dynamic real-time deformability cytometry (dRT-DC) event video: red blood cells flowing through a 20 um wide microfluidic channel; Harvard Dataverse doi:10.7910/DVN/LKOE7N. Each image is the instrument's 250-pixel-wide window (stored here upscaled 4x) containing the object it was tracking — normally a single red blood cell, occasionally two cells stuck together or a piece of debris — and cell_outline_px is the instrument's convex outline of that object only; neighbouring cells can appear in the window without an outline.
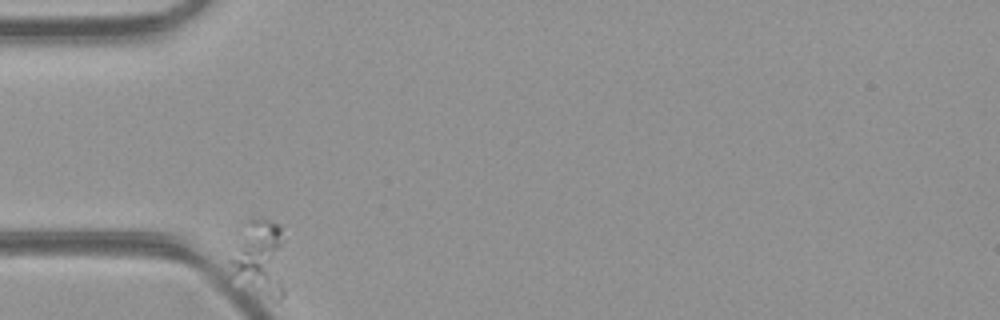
{"species": "common noctule bat (a hibernating species)", "species_latin": "Nyctalus noctula", "temperature_condition": "room temperature", "stored_images_in_passage": 21, "camera_frame_rate_fps": 3000, "um_per_image_px": 0.085, "animal": {"sex": "female", "body_mass_g": 21.9}, "frame": {"image": 1, "passage_image": 1, "time_ms": 0.0, "image_size_px": [1000, 320], "cell_outline_px": [[284, 296], [280, 300], [276, 300], [268, 296], [236, 272], [232, 264], [232, 260], [248, 220], [260, 216], [276, 224], [280, 228], [284, 288]], "centroid_in_image_um": [22.21, 21.86], "position_along_channel_um": 62.8, "area_um2": 21.85}}
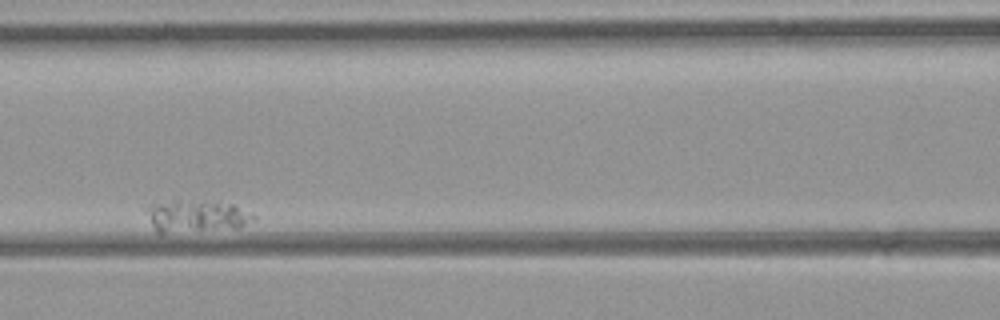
{"frame": {"image": 2, "passage_image": 11, "time_ms": 3.333, "image_size_px": [1000, 320], "cell_outline_px": [[256, 220], [236, 228], [164, 232], [156, 232], [144, 208], [148, 204], [172, 200], [204, 200], [232, 204], [256, 216]], "centroid_in_image_um": [16.67, 18.34], "position_along_channel_um": 149.9, "area_um2": 20.0}}
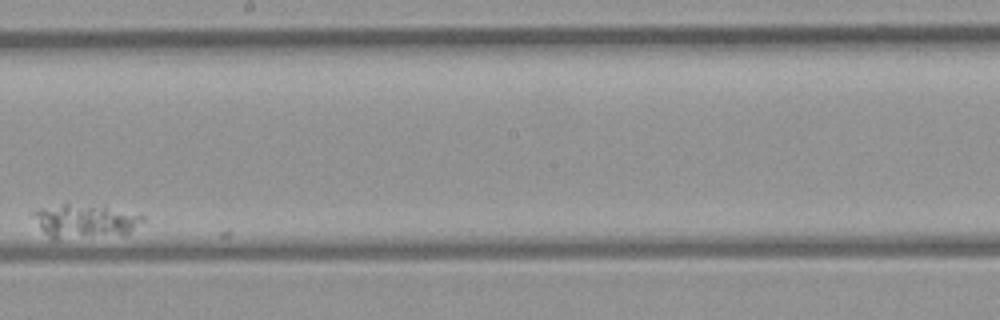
{"frame": {"image": 3, "passage_image": 20, "time_ms": 6.333, "image_size_px": [1000, 320], "cell_outline_px": [[144, 220], [124, 236], [56, 240], [52, 240], [40, 228], [32, 212], [40, 208], [64, 204], [104, 204], [144, 216]], "centroid_in_image_um": [7.27, 18.81], "position_along_channel_um": 240.9, "area_um2": 22.31}}